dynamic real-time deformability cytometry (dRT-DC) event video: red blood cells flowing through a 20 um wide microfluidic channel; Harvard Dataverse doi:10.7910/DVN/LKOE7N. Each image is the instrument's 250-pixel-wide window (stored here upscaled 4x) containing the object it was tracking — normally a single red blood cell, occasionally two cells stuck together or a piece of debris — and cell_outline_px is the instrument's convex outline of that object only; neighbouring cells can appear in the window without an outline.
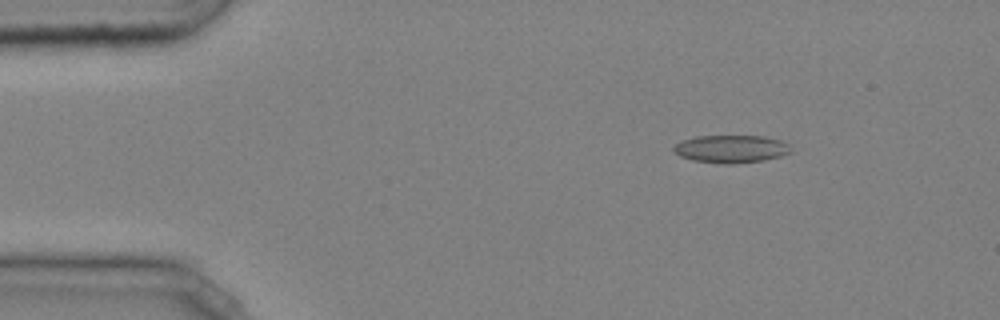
{"species": "common noctule bat (a hibernating species)", "species_latin": "Nyctalus noctula", "temperature_condition": "cold", "stored_images_in_passage": 46, "camera_frame_rate_fps": 3000, "um_per_image_px": 0.085, "animal": {"sex": "male", "body_mass_g": 20.4}, "frame": {"image": 1, "passage_image": 7, "time_ms": 2.0, "image_size_px": [1000, 320], "cell_outline_px": [[792, 152], [780, 156], [764, 160], [732, 164], [724, 164], [692, 160], [680, 156], [672, 148], [680, 140], [696, 136], [764, 136], [780, 140], [788, 144]], "centroid_in_image_um": [62.13, 12.65], "position_along_channel_um": 22.9, "area_um2": 18.96}}
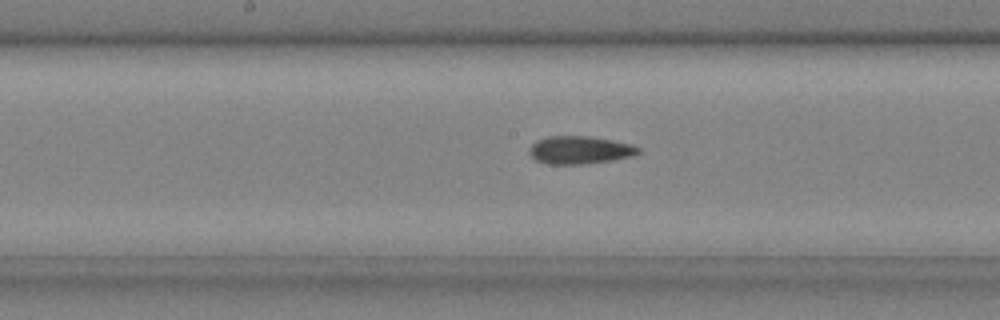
{"frame": {"image": 2, "passage_image": 25, "time_ms": 8.0, "image_size_px": [1000, 320], "cell_outline_px": [[644, 152], [632, 156], [612, 160], [580, 164], [548, 164], [536, 160], [528, 152], [528, 148], [536, 140], [548, 136], [588, 136], [612, 140], [632, 144], [640, 148]], "centroid_in_image_um": [49.29, 12.74], "position_along_channel_um": 198.9, "area_um2": 17.8}}
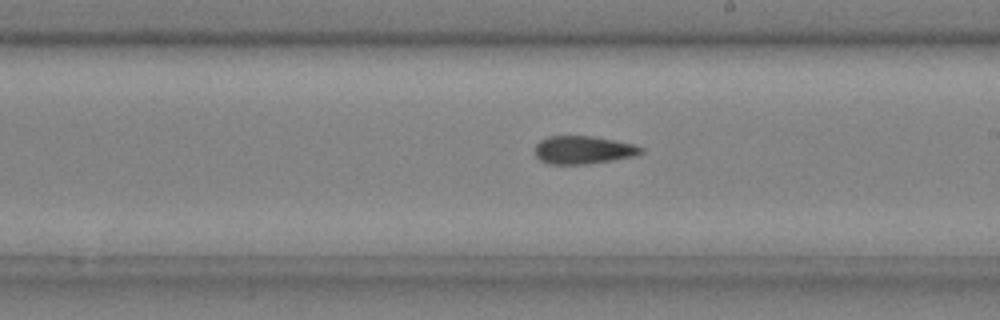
{"frame": {"image": 3, "passage_image": 28, "time_ms": 9.0, "image_size_px": [1000, 320], "cell_outline_px": [[644, 152], [636, 156], [612, 160], [584, 164], [548, 164], [540, 160], [536, 156], [536, 144], [540, 140], [548, 136], [592, 136], [636, 144], [644, 148]], "centroid_in_image_um": [49.61, 12.74], "position_along_channel_um": 239.4, "area_um2": 17.4}, "authors_computed_cell_mechanics": {"area_um2": 17.7735, "velocity_mm_per_s": 4.0638, "shape_relaxation_time_tau1_ms": 9.1568, "shape_relaxation_time_tau2_ms": 2.5603, "deformation_change_tau1": 0.1328, "deformation_change_tau2": 0.0908}}